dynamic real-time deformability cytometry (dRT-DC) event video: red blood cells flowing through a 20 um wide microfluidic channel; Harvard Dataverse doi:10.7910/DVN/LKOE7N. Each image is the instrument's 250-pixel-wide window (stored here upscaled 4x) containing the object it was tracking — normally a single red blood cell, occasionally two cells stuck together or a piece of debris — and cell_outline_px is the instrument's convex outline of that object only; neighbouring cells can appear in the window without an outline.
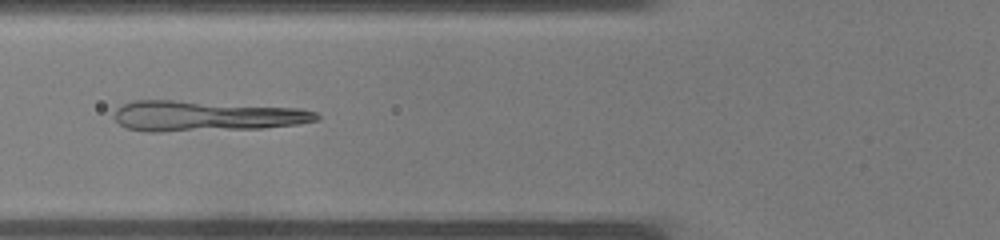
{"species": "common noctule bat (a hibernating species)", "species_latin": "Nyctalus noctula", "temperature_condition": "warm", "stored_images_in_passage": 31, "camera_frame_rate_fps": 3000, "um_per_image_px": 0.085, "animal": {"sex": "male", "body_mass_g": 19.0, "forearm_length_mm": 50.8}, "frame": {"image": 1, "passage_image": 8, "time_ms": 2.333, "image_size_px": [1000, 240], "cell_outline_px": [[320, 120], [296, 124], [264, 128], [160, 132], [148, 132], [128, 128], [120, 124], [116, 120], [116, 108], [132, 100], [172, 100], [300, 108], [316, 112], [320, 116]], "centroid_in_image_um": [17.53, 9.86], "position_along_channel_um": 108.3, "area_um2": 35.89}}
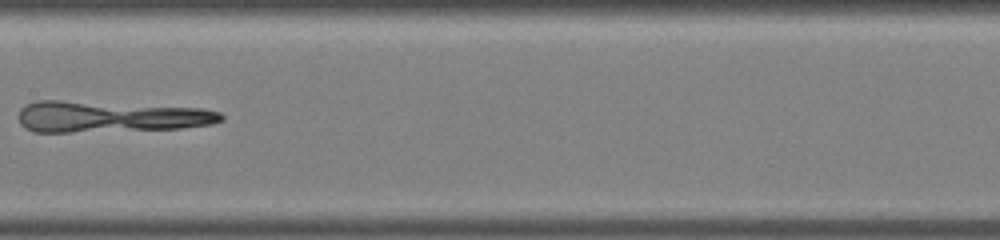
{"frame": {"image": 2, "passage_image": 13, "time_ms": 4.0, "image_size_px": [1000, 240], "cell_outline_px": [[224, 120], [212, 124], [180, 128], [68, 132], [36, 132], [24, 128], [20, 124], [20, 108], [24, 104], [36, 100], [60, 100], [200, 108], [220, 112], [224, 116]], "centroid_in_image_um": [9.33, 9.91], "position_along_channel_um": 198.1, "area_um2": 36.7}}
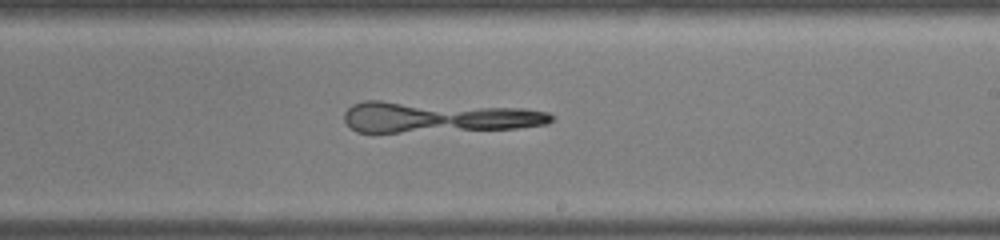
{"frame": {"image": 3, "passage_image": 16, "time_ms": 5.0, "image_size_px": [1000, 240], "cell_outline_px": [[552, 120], [548, 124], [516, 128], [400, 132], [356, 132], [348, 128], [344, 120], [344, 112], [352, 104], [364, 100], [380, 100], [524, 108], [548, 112], [552, 116]], "centroid_in_image_um": [37.14, 9.94], "position_along_channel_um": 251.9, "area_um2": 37.45}}